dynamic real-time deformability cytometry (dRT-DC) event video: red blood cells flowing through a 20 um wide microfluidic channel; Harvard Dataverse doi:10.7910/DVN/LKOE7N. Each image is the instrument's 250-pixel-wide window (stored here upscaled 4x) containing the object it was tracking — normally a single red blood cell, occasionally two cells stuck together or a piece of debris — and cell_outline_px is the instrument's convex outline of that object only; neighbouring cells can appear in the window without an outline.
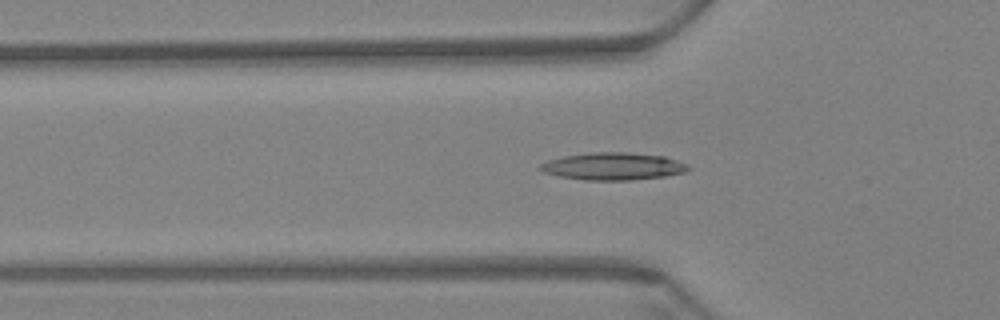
{"species": "Egyptian fruit bat (a non-hibernating species)", "species_latin": "Rousettus aegyptiacus", "temperature_condition": "warm", "stored_images_in_passage": 38, "camera_frame_rate_fps": 3000, "um_per_image_px": 0.085, "animal": {"sex": "female"}, "frame": {"image": 1, "passage_image": 3, "time_ms": 0.667, "image_size_px": [1000, 320], "cell_outline_px": [[692, 168], [684, 172], [664, 176], [628, 180], [584, 180], [560, 176], [544, 172], [540, 168], [540, 164], [548, 160], [564, 156], [588, 152], [628, 152], [664, 156], [688, 164]], "centroid_in_image_um": [52.13, 14.13], "position_along_channel_um": 73.7, "area_um2": 23.52}}
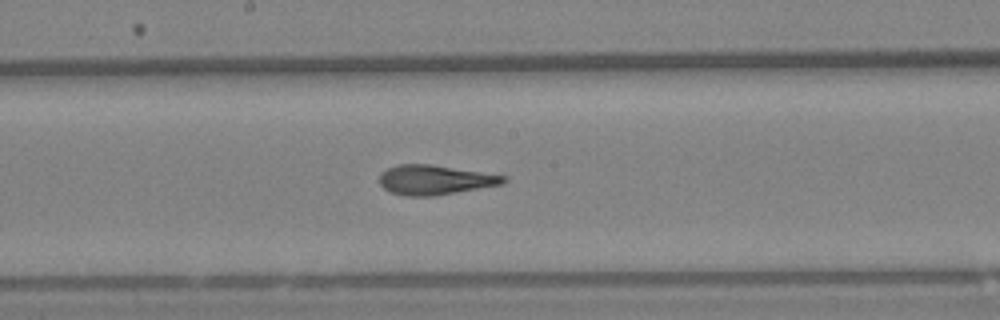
{"frame": {"image": 2, "passage_image": 15, "time_ms": 4.667, "image_size_px": [1000, 320], "cell_outline_px": [[508, 180], [504, 184], [432, 196], [408, 196], [392, 192], [384, 188], [380, 184], [380, 172], [388, 168], [400, 164], [432, 164], [508, 176]], "centroid_in_image_um": [37.0, 15.28], "position_along_channel_um": 211.2, "area_um2": 21.39}}
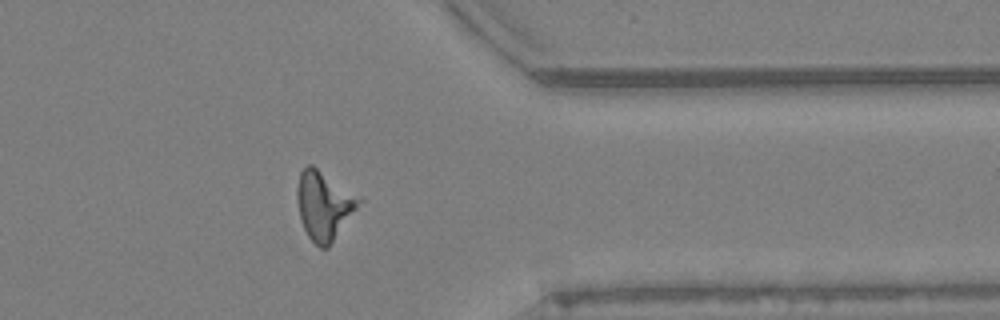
{"frame": {"image": 3, "passage_image": 31, "time_ms": 10.0, "image_size_px": [1000, 320], "cell_outline_px": [[364, 200], [328, 248], [320, 248], [308, 236], [300, 220], [296, 196], [296, 188], [300, 172], [308, 164], [312, 164]], "centroid_in_image_um": [27.53, 17.46], "position_along_channel_um": 383.9, "area_um2": 24.74}}